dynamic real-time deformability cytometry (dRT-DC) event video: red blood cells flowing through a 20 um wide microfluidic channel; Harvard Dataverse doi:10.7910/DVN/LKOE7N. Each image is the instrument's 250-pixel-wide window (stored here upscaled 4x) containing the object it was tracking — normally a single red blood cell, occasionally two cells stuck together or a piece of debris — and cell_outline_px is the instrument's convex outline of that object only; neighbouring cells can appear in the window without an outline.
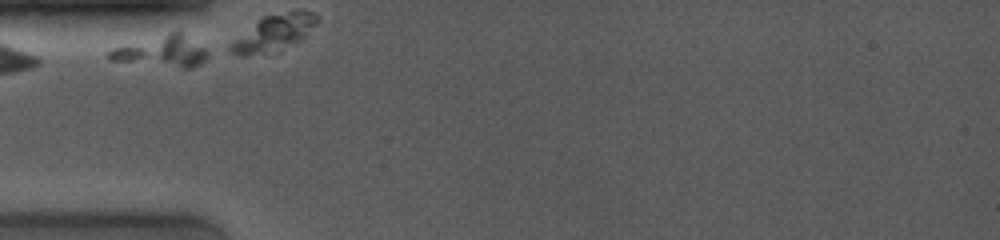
{"species": "common noctule bat (a hibernating species)", "species_latin": "Nyctalus noctula", "temperature_condition": "room temperature", "stored_images_in_passage": 7, "camera_frame_rate_fps": 4000, "um_per_image_px": 0.085, "animal": {"sex": "female", "body_mass_g": 19.0, "forearm_length_mm": 53.3}, "frame": {"image": 1, "passage_image": 1, "time_ms": 0.0, "image_size_px": [1000, 240], "cell_outline_px": [[208, 56], [200, 64], [192, 68], [184, 68], [108, 60], [108, 52], [112, 48], [172, 32], [180, 32], [204, 48], [208, 52]], "centroid_in_image_um": [13.75, 4.39], "position_along_channel_um": 71.2, "area_um2": 17.34}}